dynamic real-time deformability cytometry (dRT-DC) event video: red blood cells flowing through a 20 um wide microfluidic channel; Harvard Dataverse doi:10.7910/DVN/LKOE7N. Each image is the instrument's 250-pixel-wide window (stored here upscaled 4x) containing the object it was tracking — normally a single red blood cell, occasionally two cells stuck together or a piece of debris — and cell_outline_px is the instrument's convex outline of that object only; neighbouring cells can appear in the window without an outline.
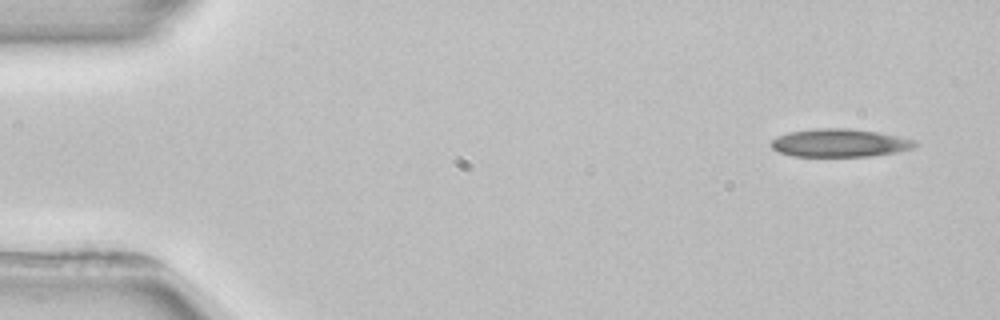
{"species": "common noctule bat (a hibernating species)", "species_latin": "Nyctalus noctula", "temperature_condition": "room temperature", "stored_images_in_passage": 3, "camera_frame_rate_fps": 3000, "um_per_image_px": 0.085, "animal": {"sex": "female", "body_mass_g": 22.7, "forearm_length_mm": 54.2}, "frame": {"image": 1, "passage_image": 1, "time_ms": 0.0, "image_size_px": [1000, 320], "cell_outline_px": [[920, 144], [916, 148], [896, 152], [868, 156], [792, 156], [776, 152], [768, 144], [772, 140], [788, 132], [816, 128], [848, 128], [880, 132], [916, 140]], "centroid_in_image_um": [71.4, 12.15], "position_along_channel_um": 13.6, "area_um2": 23.81}}